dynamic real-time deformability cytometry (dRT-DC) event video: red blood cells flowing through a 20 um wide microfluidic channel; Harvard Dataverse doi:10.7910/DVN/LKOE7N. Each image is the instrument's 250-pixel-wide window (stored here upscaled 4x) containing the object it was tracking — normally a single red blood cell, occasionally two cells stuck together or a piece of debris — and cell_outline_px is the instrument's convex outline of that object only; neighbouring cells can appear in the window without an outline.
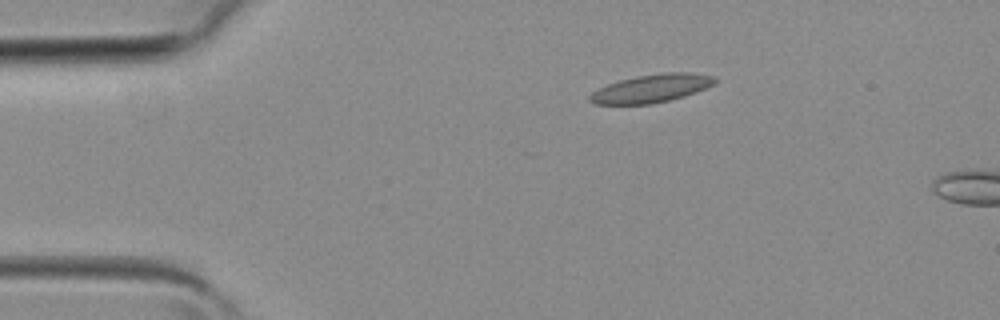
{"species": "common noctule bat (a hibernating species)", "species_latin": "Nyctalus noctula", "temperature_condition": "room temperature", "stored_images_in_passage": 3, "camera_frame_rate_fps": 3000, "um_per_image_px": 0.085, "animal": {"sex": "female", "body_mass_g": 19.3, "forearm_length_mm": 54.1}, "frame": {"image": 1, "passage_image": 3, "time_ms": 0.667, "image_size_px": [1000, 320], "cell_outline_px": [[716, 84], [696, 92], [684, 96], [652, 104], [592, 104], [588, 100], [588, 96], [592, 92], [608, 84], [620, 80], [636, 76], [664, 72], [688, 72], [712, 76], [716, 80]], "centroid_in_image_um": [55.36, 7.52], "position_along_channel_um": 29.6, "area_um2": 20.46}}